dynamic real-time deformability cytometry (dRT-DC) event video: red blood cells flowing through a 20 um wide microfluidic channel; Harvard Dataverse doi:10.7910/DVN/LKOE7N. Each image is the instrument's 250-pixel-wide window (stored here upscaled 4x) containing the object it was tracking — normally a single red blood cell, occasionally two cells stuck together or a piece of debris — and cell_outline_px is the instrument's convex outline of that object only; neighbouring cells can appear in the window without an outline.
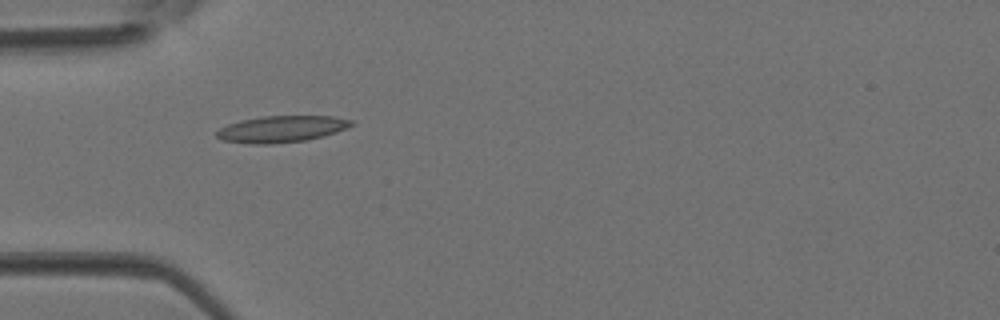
{"species": "Egyptian fruit bat (a non-hibernating species)", "species_latin": "Rousettus aegyptiacus", "temperature_condition": "room temperature", "stored_images_in_passage": 5, "camera_frame_rate_fps": 3000, "um_per_image_px": 0.085, "animal": {"sex": "female"}, "frame": {"image": 1, "passage_image": 4, "time_ms": 1.0, "image_size_px": [1000, 320], "cell_outline_px": [[356, 124], [336, 132], [324, 136], [308, 140], [272, 144], [252, 144], [224, 140], [216, 136], [216, 132], [220, 128], [228, 124], [240, 120], [264, 116], [336, 116], [352, 120]], "centroid_in_image_um": [23.97, 10.96], "position_along_channel_um": 61.0, "area_um2": 20.92}}
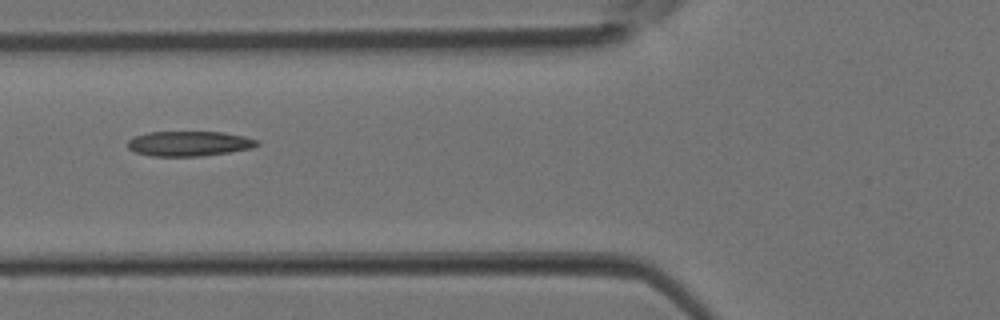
{"frame": {"image": 2, "passage_image": 5, "time_ms": 1.333, "image_size_px": [1000, 320], "cell_outline_px": [[260, 144], [252, 148], [228, 152], [200, 156], [152, 156], [136, 152], [128, 148], [128, 140], [132, 136], [148, 132], [220, 132], [244, 136], [260, 140]], "centroid_in_image_um": [16.07, 12.2], "position_along_channel_um": 109.7, "area_um2": 18.84}}